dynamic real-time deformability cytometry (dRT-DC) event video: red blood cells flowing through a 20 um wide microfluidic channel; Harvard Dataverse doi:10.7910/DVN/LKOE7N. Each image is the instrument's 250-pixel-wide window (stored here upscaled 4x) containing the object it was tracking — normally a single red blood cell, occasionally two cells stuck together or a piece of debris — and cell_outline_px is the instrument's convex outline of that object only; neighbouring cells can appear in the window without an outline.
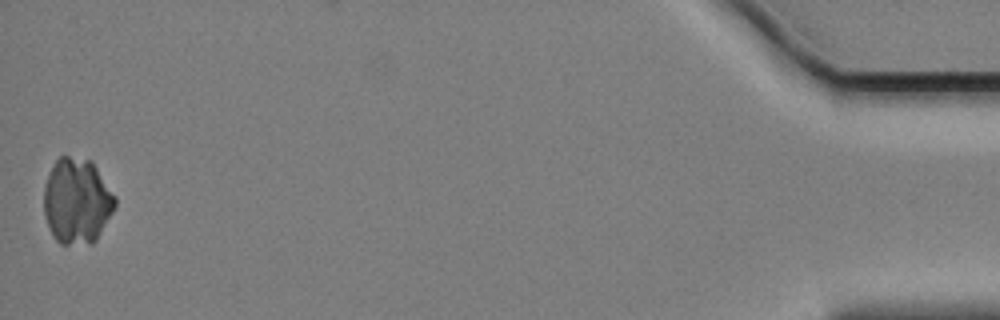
{"species": "Egyptian fruit bat (a non-hibernating species)", "species_latin": "Rousettus aegyptiacus", "temperature_condition": "cold", "stored_images_in_passage": 46, "camera_frame_rate_fps": 3000, "um_per_image_px": 0.085, "animal": {"sex": "female"}, "frame": {"image": 1, "passage_image": 46, "time_ms": 15.0, "image_size_px": [1000, 320], "cell_outline_px": [[116, 204], [112, 212], [96, 240], [92, 244], [60, 244], [52, 236], [44, 212], [44, 188], [48, 176], [56, 160], [60, 156], [68, 156], [92, 160], [116, 196]], "centroid_in_image_um": [6.55, 17.09], "position_along_channel_um": 428.7, "area_um2": 35.55}}